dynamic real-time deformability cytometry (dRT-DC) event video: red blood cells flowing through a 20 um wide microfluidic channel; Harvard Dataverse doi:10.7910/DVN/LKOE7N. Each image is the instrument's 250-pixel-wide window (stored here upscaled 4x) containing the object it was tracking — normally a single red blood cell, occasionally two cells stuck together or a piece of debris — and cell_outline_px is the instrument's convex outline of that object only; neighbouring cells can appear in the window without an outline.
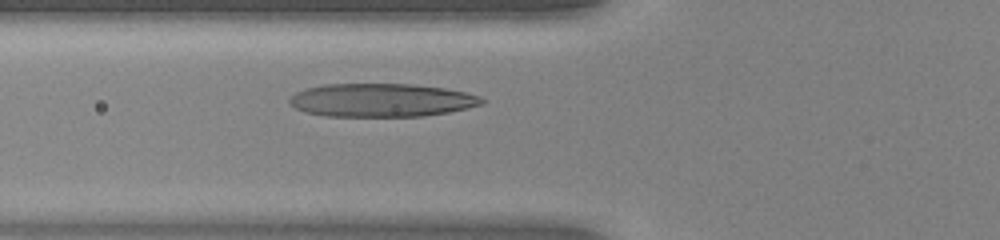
{"species": "human", "species_latin": "Homo sapiens", "temperature_condition": "warm", "stored_images_in_passage": 34, "camera_frame_rate_fps": 3000, "um_per_image_px": 0.085, "donor": {"sex": "female"}, "frame": {"image": 1, "passage_image": 10, "time_ms": 3.0, "image_size_px": [1000, 240], "cell_outline_px": [[484, 104], [468, 108], [448, 112], [424, 116], [324, 116], [304, 112], [296, 108], [288, 100], [296, 92], [308, 88], [324, 84], [412, 84], [444, 88], [464, 92], [480, 96], [484, 100]], "centroid_in_image_um": [32.44, 8.52], "position_along_channel_um": 93.4, "area_um2": 37.28}}
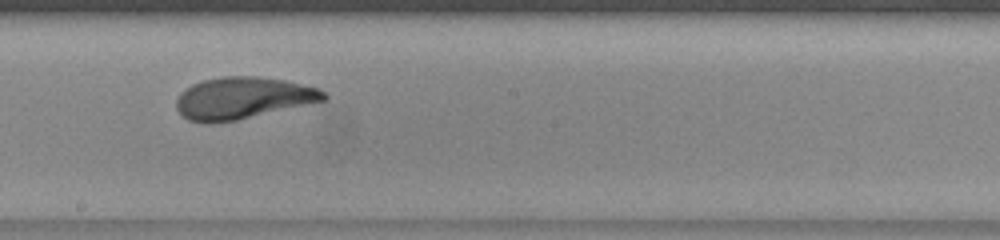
{"frame": {"image": 2, "passage_image": 20, "time_ms": 6.333, "image_size_px": [1000, 240], "cell_outline_px": [[328, 96], [324, 100], [236, 120], [212, 124], [204, 124], [188, 120], [176, 108], [176, 100], [180, 92], [184, 88], [192, 84], [204, 80], [220, 76], [256, 76], [284, 80], [316, 88], [324, 92]], "centroid_in_image_um": [20.55, 8.34], "position_along_channel_um": 227.6, "area_um2": 35.72}}
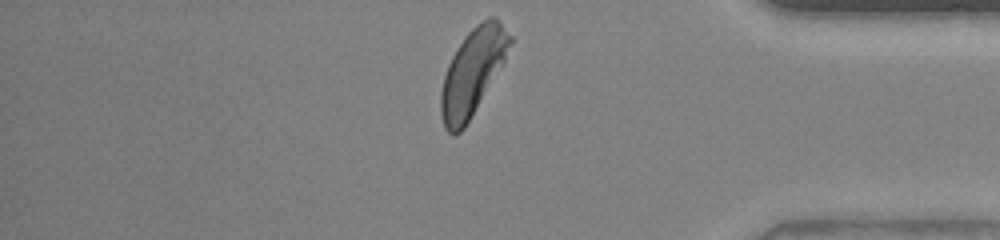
{"frame": {"image": 3, "passage_image": 34, "time_ms": 11.0, "image_size_px": [1000, 240], "cell_outline_px": [[512, 40], [504, 60], [464, 128], [456, 136], [452, 136], [444, 128], [440, 112], [440, 92], [444, 76], [448, 64], [456, 48], [464, 36], [476, 24], [488, 16], [492, 16], [512, 36]], "centroid_in_image_um": [40.12, 6.14], "position_along_channel_um": 395.1, "area_um2": 34.04}, "authors_computed_cell_mechanics": {"area_um2": 35.547, "velocity_mm_per_s": 4.0291, "shape_relaxation_time_tau1_ms": 3.5484, "shape_relaxation_time_tau2_ms": 1.0263, "deformation_change_tau1": 0.2098, "deformation_change_tau2": 0.0744}}